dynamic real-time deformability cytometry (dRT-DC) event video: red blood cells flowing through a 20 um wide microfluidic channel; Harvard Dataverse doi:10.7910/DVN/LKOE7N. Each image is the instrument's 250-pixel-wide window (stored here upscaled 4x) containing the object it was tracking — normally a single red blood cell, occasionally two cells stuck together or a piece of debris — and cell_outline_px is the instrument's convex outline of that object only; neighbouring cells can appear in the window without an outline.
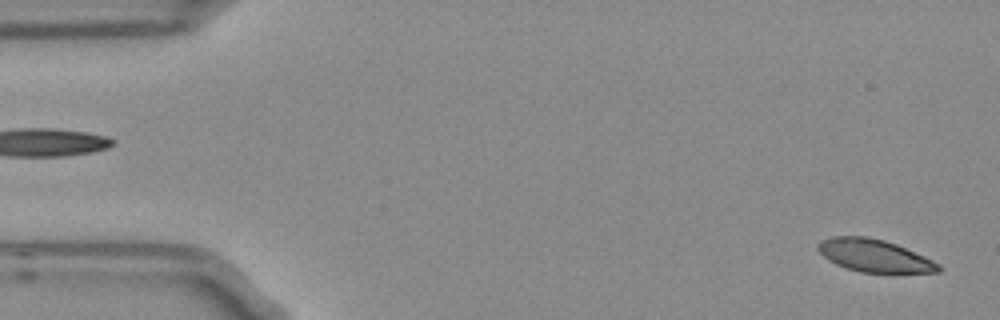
{"species": "Egyptian fruit bat (a non-hibernating species)", "species_latin": "Rousettus aegyptiacus", "temperature_condition": "room temperature", "stored_images_in_passage": 2, "segment_of_instrument_passage": [2, 2], "camera_frame_rate_fps": 3000, "um_per_image_px": 0.085, "frame": {"image": 1, "passage_image": 2, "time_ms": 0.333, "image_size_px": [1000, 320], "cell_outline_px": [[940, 272], [860, 272], [836, 264], [828, 260], [816, 248], [816, 244], [820, 240], [832, 236], [864, 236], [884, 240], [896, 244], [924, 256], [940, 264]], "centroid_in_image_um": [74.27, 21.71], "position_along_channel_um": 10.7, "area_um2": 22.66}}